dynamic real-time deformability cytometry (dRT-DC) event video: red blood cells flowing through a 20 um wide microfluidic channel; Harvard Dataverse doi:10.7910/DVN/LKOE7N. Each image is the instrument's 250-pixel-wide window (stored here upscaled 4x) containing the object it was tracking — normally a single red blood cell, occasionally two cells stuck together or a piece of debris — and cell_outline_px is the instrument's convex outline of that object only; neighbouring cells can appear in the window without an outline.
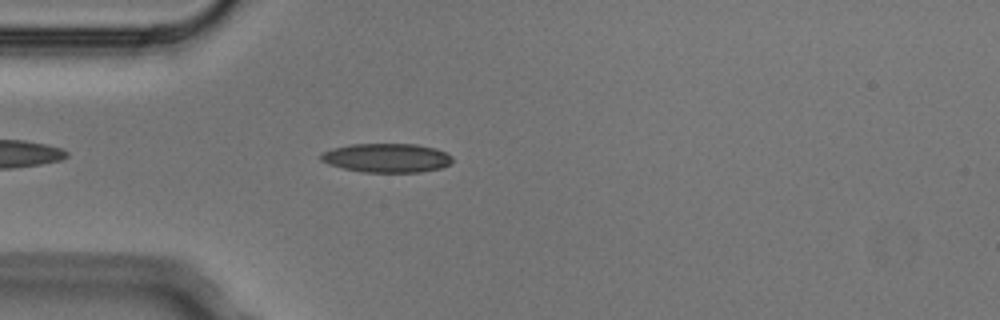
{"species": "Egyptian fruit bat (a non-hibernating species)", "species_latin": "Rousettus aegyptiacus", "temperature_condition": "cold", "stored_images_in_passage": 5, "camera_frame_rate_fps": 3000, "um_per_image_px": 0.085, "animal": {"sex": "male"}, "frame": {"image": 1, "passage_image": 5, "time_ms": 1.333, "image_size_px": [1000, 320], "cell_outline_px": [[452, 164], [440, 168], [420, 172], [364, 172], [344, 168], [328, 164], [320, 160], [320, 152], [332, 148], [352, 144], [416, 144], [436, 148], [452, 156]], "centroid_in_image_um": [32.86, 13.42], "position_along_channel_um": 52.1, "area_um2": 22.31}}